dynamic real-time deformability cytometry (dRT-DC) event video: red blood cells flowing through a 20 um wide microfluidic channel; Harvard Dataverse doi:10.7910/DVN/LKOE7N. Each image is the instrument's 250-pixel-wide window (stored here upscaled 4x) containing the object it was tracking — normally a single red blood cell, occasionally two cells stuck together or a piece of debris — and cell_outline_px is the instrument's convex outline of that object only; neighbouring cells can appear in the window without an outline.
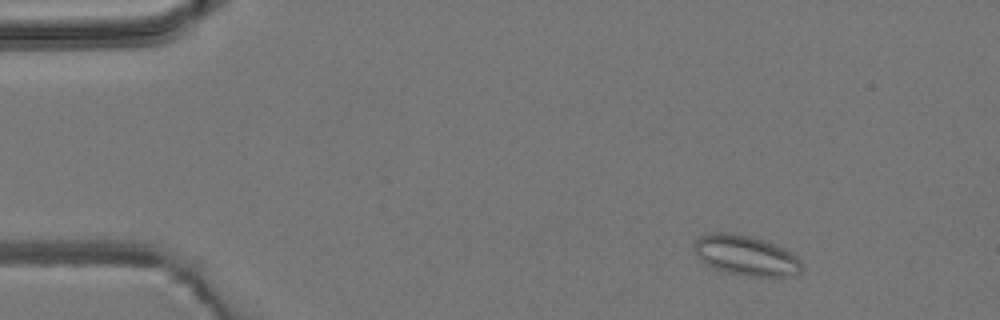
{"species": "common noctule bat (a hibernating species)", "species_latin": "Nyctalus noctula", "temperature_condition": "room temperature", "stored_images_in_passage": 4, "camera_frame_rate_fps": 3000, "um_per_image_px": 0.085, "animal": {"sex": "male", "body_mass_g": 19.2, "forearm_length_mm": 51.8}, "frame": {"image": 1, "passage_image": 1, "time_ms": 0.0, "image_size_px": [1000, 320], "cell_outline_px": [[804, 268], [796, 276], [748, 276], [728, 272], [716, 268], [700, 260], [692, 248], [692, 244], [700, 236], [712, 232], [732, 232], [752, 236], [776, 244], [784, 248], [796, 256], [800, 260]], "centroid_in_image_um": [63.41, 21.69], "position_along_channel_um": 21.6, "area_um2": 25.37}}